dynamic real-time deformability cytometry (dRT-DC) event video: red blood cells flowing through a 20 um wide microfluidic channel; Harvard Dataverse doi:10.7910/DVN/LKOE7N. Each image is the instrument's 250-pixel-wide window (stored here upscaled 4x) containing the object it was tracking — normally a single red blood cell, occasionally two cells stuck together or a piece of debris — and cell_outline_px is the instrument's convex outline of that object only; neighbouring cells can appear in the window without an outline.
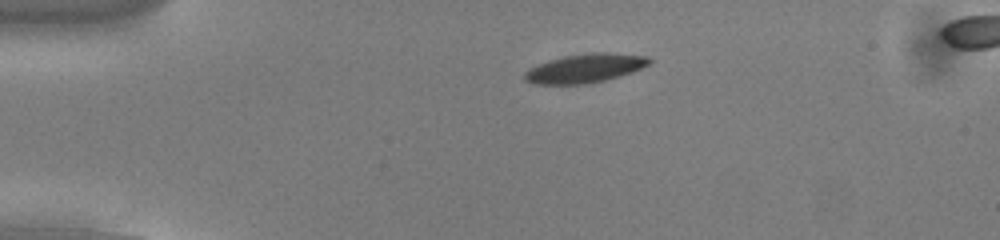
{"species": "common noctule bat (a hibernating species)", "species_latin": "Nyctalus noctula", "temperature_condition": "cold", "stored_images_in_passage": 47, "camera_frame_rate_fps": 3000, "um_per_image_px": 0.085, "animal": {"sex": "male", "body_mass_g": 13.0, "forearm_length_mm": 53.1}, "frame": {"image": 1, "passage_image": 5, "time_ms": 1.333, "image_size_px": [1000, 240], "cell_outline_px": [[652, 60], [648, 64], [632, 72], [620, 76], [604, 80], [584, 84], [536, 84], [524, 80], [524, 72], [548, 60], [564, 56], [596, 52], [608, 52], [648, 56]], "centroid_in_image_um": [49.74, 5.8], "position_along_channel_um": 35.3, "area_um2": 20.75}}
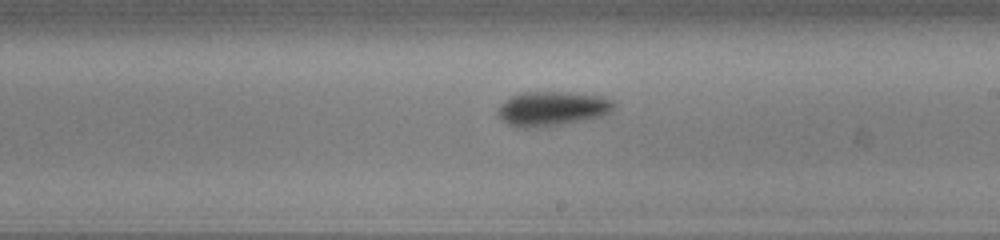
{"frame": {"image": 2, "passage_image": 25, "time_ms": 8.0, "image_size_px": [1000, 240], "cell_outline_px": [[616, 104], [612, 112], [600, 116], [560, 124], [528, 128], [516, 128], [500, 120], [496, 112], [500, 104], [504, 100], [512, 96], [524, 92], [568, 92], [600, 96], [612, 100]], "centroid_in_image_um": [46.88, 9.23], "position_along_channel_um": 242.1, "area_um2": 23.29}}
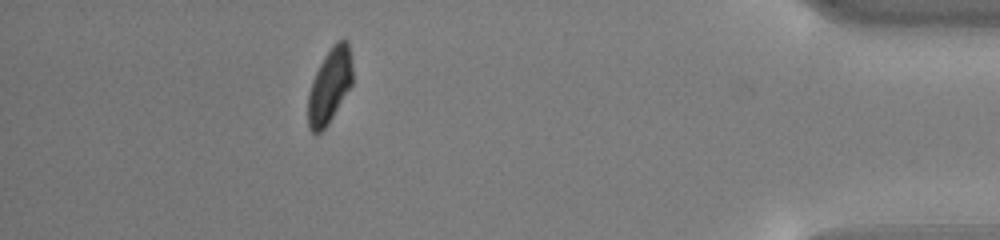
{"frame": {"image": 3, "passage_image": 42, "time_ms": 13.667, "image_size_px": [1000, 240], "cell_outline_px": [[352, 84], [328, 124], [316, 136], [308, 128], [308, 92], [312, 80], [324, 56], [332, 44], [336, 40], [344, 36], [348, 40], [352, 64]], "centroid_in_image_um": [28.02, 7.25], "position_along_channel_um": 407.2, "area_um2": 19.65}, "authors_computed_cell_mechanics": {"area_um2": 21.4438, "velocity_mm_per_s": 3.7843, "shape_relaxation_time_tau1_ms": 1.8687, "shape_relaxation_time_tau2_ms": null, "deformation_change_tau1": 0.1226, "deformation_change_tau2": null}}